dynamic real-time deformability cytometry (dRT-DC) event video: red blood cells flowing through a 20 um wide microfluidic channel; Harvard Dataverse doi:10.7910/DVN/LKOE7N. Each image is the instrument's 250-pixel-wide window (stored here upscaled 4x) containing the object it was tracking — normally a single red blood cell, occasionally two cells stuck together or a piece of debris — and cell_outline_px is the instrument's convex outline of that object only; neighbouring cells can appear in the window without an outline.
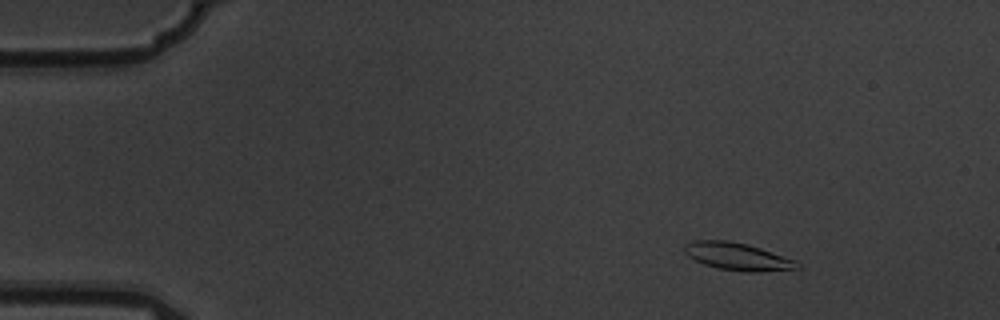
{"species": "common noctule bat (a hibernating species)", "species_latin": "Nyctalus noctula", "temperature_condition": "warm", "stored_images_in_passage": 5, "camera_frame_rate_fps": 3000, "um_per_image_px": 0.085, "animal": {"sex": "male", "body_mass_g": 19.5, "forearm_length_mm": 54.6}, "frame": {"image": 1, "passage_image": 3, "time_ms": 0.667, "image_size_px": [1000, 320], "cell_outline_px": [[800, 268], [760, 272], [744, 272], [720, 268], [704, 264], [688, 256], [684, 252], [684, 244], [696, 240], [728, 240], [748, 244], [796, 260], [800, 264]], "centroid_in_image_um": [62.7, 21.8], "position_along_channel_um": 22.3, "area_um2": 18.03}}